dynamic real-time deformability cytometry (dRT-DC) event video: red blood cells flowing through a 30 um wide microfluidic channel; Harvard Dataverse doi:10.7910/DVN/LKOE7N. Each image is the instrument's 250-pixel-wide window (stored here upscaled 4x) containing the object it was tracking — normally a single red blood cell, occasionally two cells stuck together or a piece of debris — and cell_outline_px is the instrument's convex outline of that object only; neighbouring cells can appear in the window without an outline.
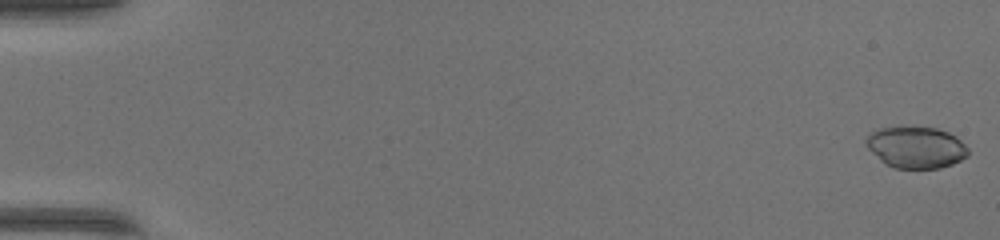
{"species": "common noctule bat (a hibernating species)", "species_latin": "Nyctalus noctula", "temperature_condition": "warm", "stored_images_in_passage": 50, "camera_frame_rate_fps": 3000, "um_per_image_px": 0.085, "animal": {"sex": "female", "body_mass_g": 17.0, "forearm_length_mm": 48.0}, "frame": {"image": 1, "passage_image": 1, "time_ms": 0.0, "image_size_px": [1000, 240], "cell_outline_px": [[968, 156], [952, 164], [940, 168], [892, 168], [884, 164], [868, 148], [864, 140], [872, 132], [880, 128], [936, 128], [948, 132], [956, 136], [968, 148]], "centroid_in_image_um": [77.87, 12.55], "position_along_channel_um": 7.1, "area_um2": 24.45}}
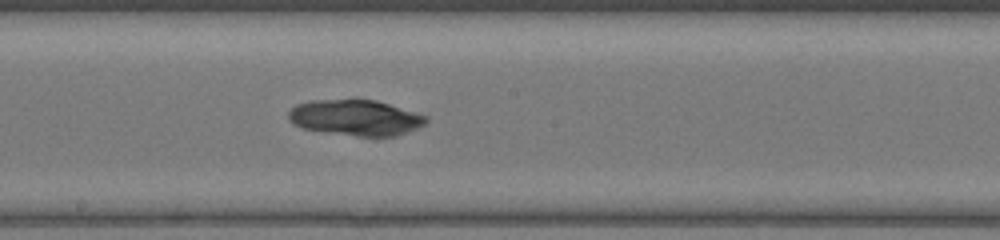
{"frame": {"image": 2, "passage_image": 29, "time_ms": 9.333, "image_size_px": [1000, 240], "cell_outline_px": [[428, 120], [424, 124], [416, 128], [396, 136], [356, 136], [304, 128], [292, 124], [288, 120], [288, 112], [296, 104], [312, 100], [376, 100], [428, 116]], "centroid_in_image_um": [30.21, 10.0], "position_along_channel_um": 218.0, "area_um2": 28.38}}
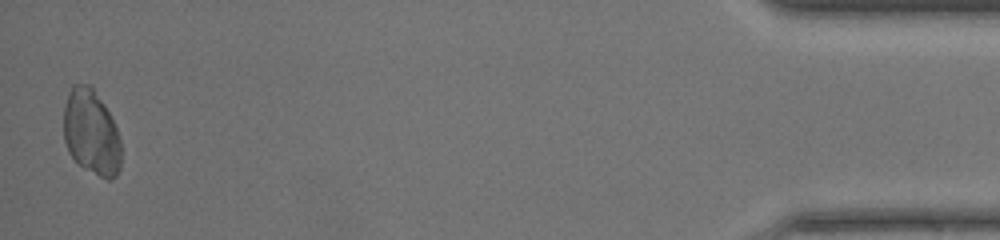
{"frame": {"image": 3, "passage_image": 50, "time_ms": 16.333, "image_size_px": [1000, 240], "cell_outline_px": [[120, 168], [116, 176], [112, 180], [108, 180], [100, 176], [80, 164], [68, 152], [64, 140], [64, 108], [68, 92], [72, 84], [92, 84], [104, 104], [116, 128], [120, 140]], "centroid_in_image_um": [7.75, 11.22], "position_along_channel_um": 427.5, "area_um2": 28.44}, "authors_computed_cell_mechanics": {"area_um2": 28.2064, "velocity_mm_per_s": 4.2305, "shape_relaxation_time_tau1_ms": 7.9289, "shape_relaxation_time_tau2_ms": null, "deformation_change_tau1": 0.0884, "deformation_change_tau2": null}}